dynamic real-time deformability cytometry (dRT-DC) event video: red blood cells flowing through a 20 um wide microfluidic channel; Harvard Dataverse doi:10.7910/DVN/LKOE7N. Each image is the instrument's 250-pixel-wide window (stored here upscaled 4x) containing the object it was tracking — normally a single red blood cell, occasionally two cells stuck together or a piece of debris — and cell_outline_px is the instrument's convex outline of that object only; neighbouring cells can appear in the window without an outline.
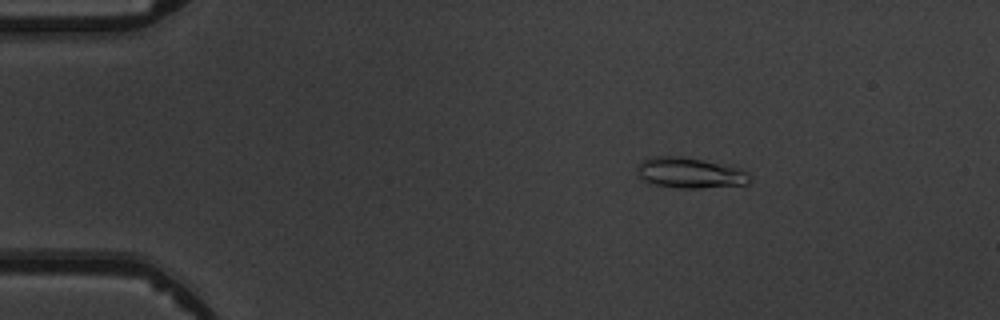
{"species": "common noctule bat (a hibernating species)", "species_latin": "Nyctalus noctula", "temperature_condition": "warm", "stored_images_in_passage": 4, "camera_frame_rate_fps": 3000, "um_per_image_px": 0.085, "animal": {"sex": "male", "body_mass_g": 19.5, "forearm_length_mm": 54.6}, "frame": {"image": 1, "passage_image": 2, "time_ms": 1.0, "image_size_px": [1000, 320], "cell_outline_px": [[752, 180], [748, 184], [700, 188], [680, 188], [652, 184], [640, 180], [636, 168], [644, 160], [652, 156], [680, 156], [740, 168], [748, 172], [752, 176]], "centroid_in_image_um": [58.65, 14.71], "position_along_channel_um": 26.4, "area_um2": 20.11}}